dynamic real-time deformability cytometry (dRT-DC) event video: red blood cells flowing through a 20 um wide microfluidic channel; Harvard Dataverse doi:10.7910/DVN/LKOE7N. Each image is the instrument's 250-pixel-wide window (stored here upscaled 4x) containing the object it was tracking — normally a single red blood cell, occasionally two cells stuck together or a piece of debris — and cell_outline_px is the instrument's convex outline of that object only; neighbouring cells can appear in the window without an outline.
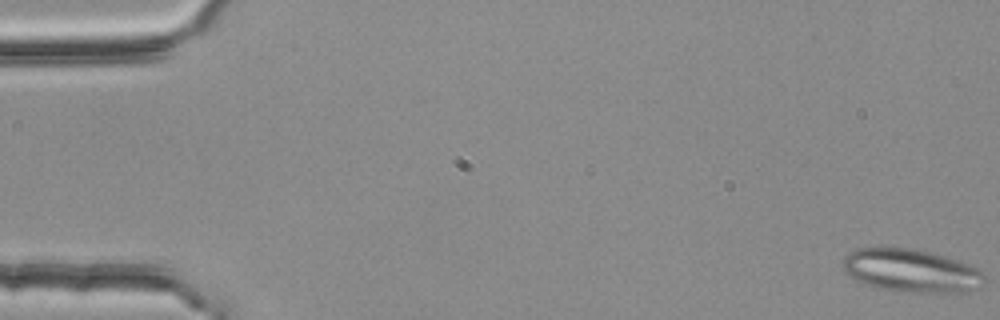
{"species": "common noctule bat (a hibernating species)", "species_latin": "Nyctalus noctula", "temperature_condition": "room temperature", "stored_images_in_passage": 29, "camera_frame_rate_fps": 3000, "um_per_image_px": 0.085, "animal": {"sex": "female", "body_mass_g": 25.1}, "frame": {"image": 1, "passage_image": 1, "time_ms": 0.0, "image_size_px": [1000, 320], "cell_outline_px": [[984, 284], [968, 292], [916, 292], [884, 288], [868, 284], [856, 280], [844, 272], [844, 260], [856, 248], [912, 248], [960, 260], [976, 268], [980, 272]], "centroid_in_image_um": [77.47, 23.0], "position_along_channel_um": 7.5, "area_um2": 34.68}}